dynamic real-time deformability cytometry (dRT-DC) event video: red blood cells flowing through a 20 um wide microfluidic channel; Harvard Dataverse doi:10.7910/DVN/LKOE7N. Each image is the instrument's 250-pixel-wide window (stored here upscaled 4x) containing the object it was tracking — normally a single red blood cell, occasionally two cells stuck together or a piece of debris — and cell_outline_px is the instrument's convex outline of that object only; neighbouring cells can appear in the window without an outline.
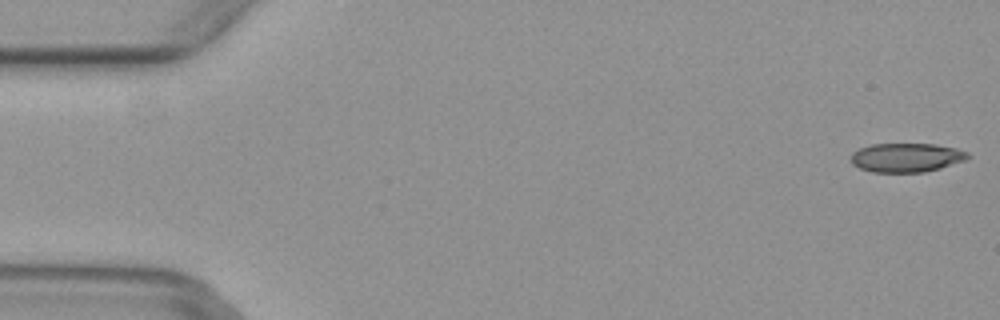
{"species": "common noctule bat (a hibernating species)", "species_latin": "Nyctalus noctula", "temperature_condition": "warm", "stored_images_in_passage": 4, "camera_frame_rate_fps": 3000, "um_per_image_px": 0.085, "animal": {"sex": "female", "body_mass_g": 29.2, "forearm_length_mm": 56.3}, "frame": {"image": 1, "passage_image": 1, "time_ms": 0.0, "image_size_px": [1000, 320], "cell_outline_px": [[972, 156], [964, 160], [940, 168], [924, 172], [872, 172], [860, 168], [852, 164], [852, 152], [860, 148], [872, 144], [936, 144], [956, 148], [968, 152]], "centroid_in_image_um": [77.06, 13.39], "position_along_channel_um": 7.9, "area_um2": 19.71}}